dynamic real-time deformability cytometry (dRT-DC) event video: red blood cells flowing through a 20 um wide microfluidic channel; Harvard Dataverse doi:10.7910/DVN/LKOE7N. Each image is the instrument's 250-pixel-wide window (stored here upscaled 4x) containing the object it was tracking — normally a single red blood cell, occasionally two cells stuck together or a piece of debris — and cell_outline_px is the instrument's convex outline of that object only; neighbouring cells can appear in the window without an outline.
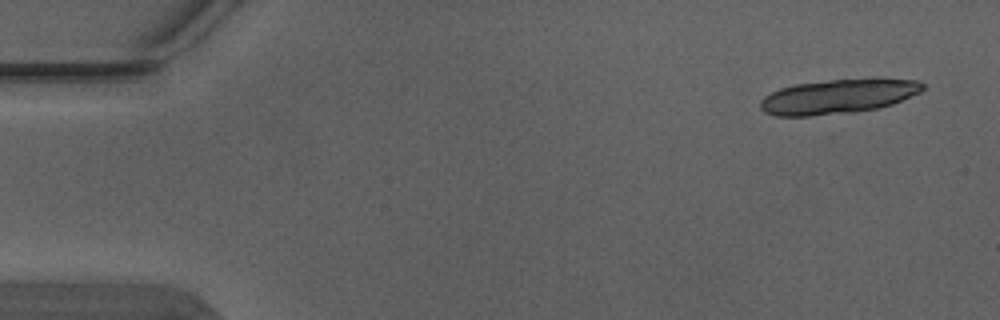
{"species": "Egyptian fruit bat (a non-hibernating species)", "species_latin": "Rousettus aegyptiacus", "temperature_condition": "warm", "stored_images_in_passage": 6, "segment_of_instrument_passage": [1, 2], "camera_frame_rate_fps": 3000, "um_per_image_px": 0.085, "animal": {"sex": "male"}, "frame": {"image": 1, "passage_image": 1, "time_ms": 0.0, "image_size_px": [1000, 320], "cell_outline_px": [[924, 88], [920, 92], [892, 104], [880, 108], [852, 112], [812, 116], [776, 116], [764, 112], [760, 108], [760, 100], [764, 96], [780, 88], [796, 84], [828, 80], [872, 76], [884, 76], [916, 80], [924, 84]], "centroid_in_image_um": [71.3, 8.16], "position_along_channel_um": 13.7, "area_um2": 33.52}}